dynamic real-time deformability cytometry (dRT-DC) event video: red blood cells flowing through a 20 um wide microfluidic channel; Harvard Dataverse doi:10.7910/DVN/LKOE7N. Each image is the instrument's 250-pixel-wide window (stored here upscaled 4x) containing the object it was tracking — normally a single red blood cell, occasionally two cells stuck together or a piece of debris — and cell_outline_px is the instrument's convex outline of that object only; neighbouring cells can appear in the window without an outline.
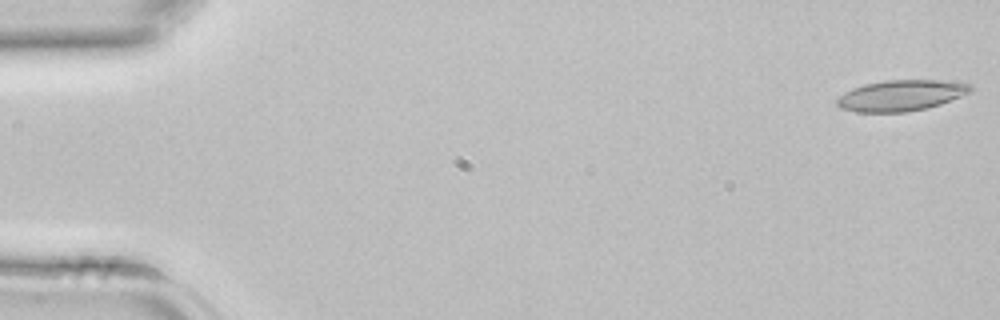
{"species": "common noctule bat (a hibernating species)", "species_latin": "Nyctalus noctula", "temperature_condition": "room temperature", "stored_images_in_passage": 43, "camera_frame_rate_fps": 3000, "um_per_image_px": 0.085, "animal": {"sex": "female", "body_mass_g": 22.7, "forearm_length_mm": 54.2}, "frame": {"image": 1, "passage_image": 1, "time_ms": 0.0, "image_size_px": [1000, 320], "cell_outline_px": [[972, 92], [940, 104], [928, 108], [904, 112], [856, 112], [840, 108], [836, 104], [836, 100], [844, 92], [852, 88], [864, 84], [884, 80], [940, 80], [972, 84]], "centroid_in_image_um": [76.58, 8.11], "position_along_channel_um": 8.4, "area_um2": 24.16}}
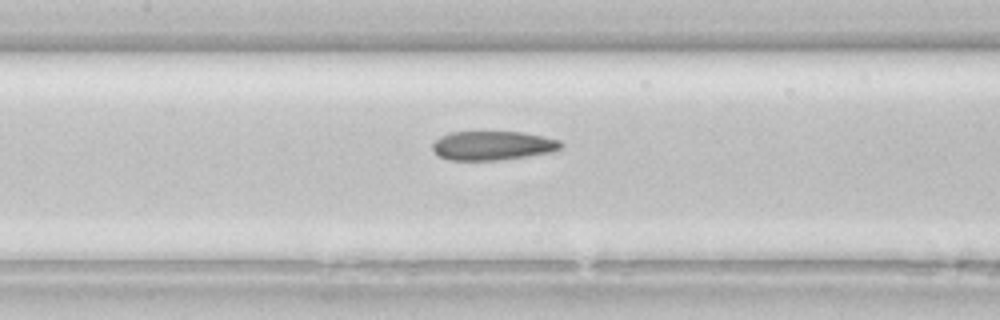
{"frame": {"image": 2, "passage_image": 20, "time_ms": 6.333, "image_size_px": [1000, 320], "cell_outline_px": [[560, 148], [552, 152], [500, 160], [448, 160], [440, 156], [432, 148], [432, 144], [440, 136], [448, 132], [520, 132], [560, 140]], "centroid_in_image_um": [41.83, 12.37], "position_along_channel_um": 165.6, "area_um2": 21.5}}
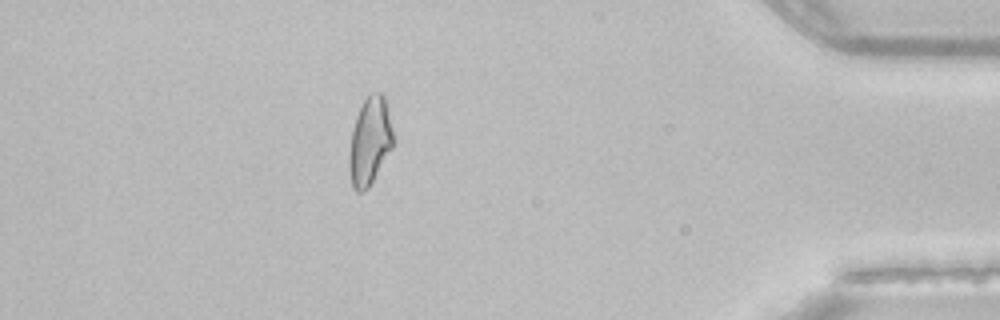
{"frame": {"image": 3, "passage_image": 38, "time_ms": 12.333, "image_size_px": [1000, 320], "cell_outline_px": [[396, 140], [392, 148], [368, 188], [360, 192], [356, 192], [352, 188], [348, 168], [348, 156], [352, 128], [356, 116], [364, 100], [372, 92], [384, 92], [388, 100]], "centroid_in_image_um": [31.47, 11.95], "position_along_channel_um": 403.7, "area_um2": 23.35}}